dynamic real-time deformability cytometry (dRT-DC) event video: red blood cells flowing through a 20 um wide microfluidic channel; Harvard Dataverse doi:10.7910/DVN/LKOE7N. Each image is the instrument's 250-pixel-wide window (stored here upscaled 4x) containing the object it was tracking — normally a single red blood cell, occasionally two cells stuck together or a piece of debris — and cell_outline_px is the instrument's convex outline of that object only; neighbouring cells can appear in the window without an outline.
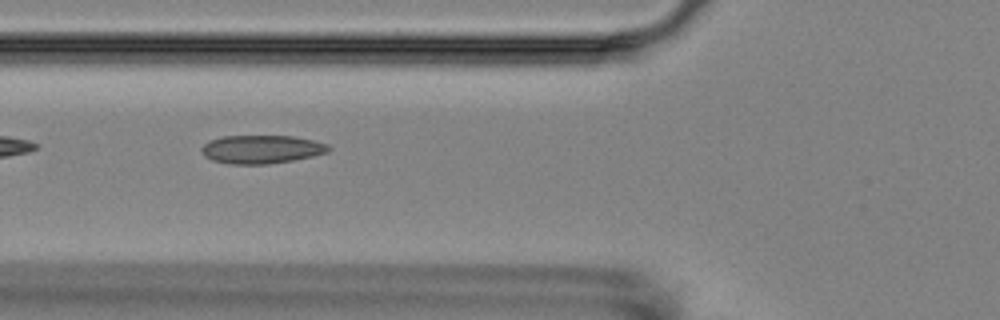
{"species": "Egyptian fruit bat (a non-hibernating species)", "species_latin": "Rousettus aegyptiacus", "temperature_condition": "room temperature", "stored_images_in_passage": 12, "camera_frame_rate_fps": 3000, "um_per_image_px": 0.085, "animal": {"sex": "female"}, "frame": {"image": 1, "passage_image": 7, "time_ms": 6.667, "image_size_px": [1000, 320], "cell_outline_px": [[332, 148], [328, 152], [312, 156], [292, 160], [268, 164], [228, 164], [212, 160], [204, 156], [200, 148], [208, 140], [224, 136], [292, 136], [312, 140], [328, 144]], "centroid_in_image_um": [22.2, 12.69], "position_along_channel_um": 103.6, "area_um2": 21.04}}
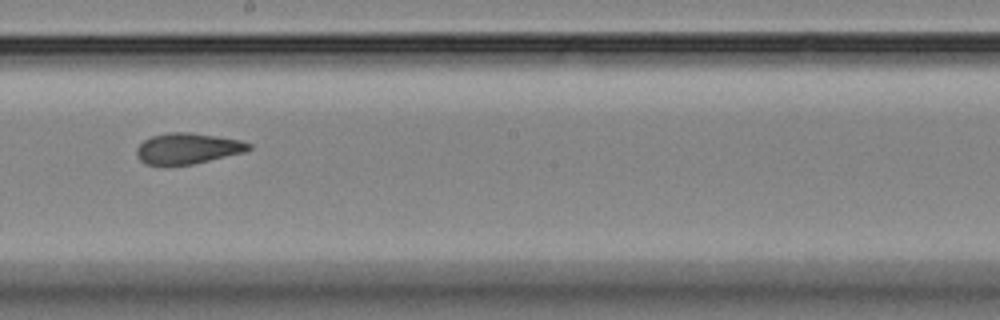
{"frame": {"image": 2, "passage_image": 10, "time_ms": 10.333, "image_size_px": [1000, 320], "cell_outline_px": [[252, 148], [244, 152], [192, 164], [164, 168], [144, 164], [136, 156], [136, 148], [144, 140], [152, 136], [168, 132], [188, 132], [216, 136], [240, 140], [252, 144]], "centroid_in_image_um": [15.88, 12.65], "position_along_channel_um": 232.3, "area_um2": 20.63}}
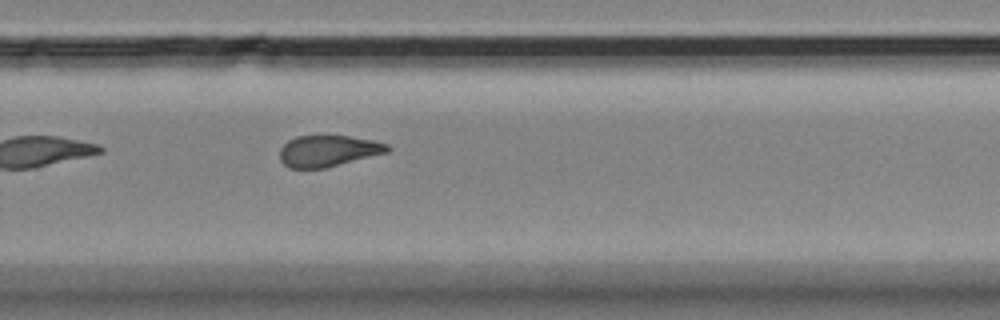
{"frame": {"image": 3, "passage_image": 12, "time_ms": 12.333, "image_size_px": [1000, 320], "cell_outline_px": [[392, 148], [388, 152], [324, 168], [288, 168], [280, 160], [280, 148], [288, 140], [296, 136], [348, 136], [372, 140], [388, 144]], "centroid_in_image_um": [27.88, 12.82], "position_along_channel_um": 301.9, "area_um2": 19.54}}